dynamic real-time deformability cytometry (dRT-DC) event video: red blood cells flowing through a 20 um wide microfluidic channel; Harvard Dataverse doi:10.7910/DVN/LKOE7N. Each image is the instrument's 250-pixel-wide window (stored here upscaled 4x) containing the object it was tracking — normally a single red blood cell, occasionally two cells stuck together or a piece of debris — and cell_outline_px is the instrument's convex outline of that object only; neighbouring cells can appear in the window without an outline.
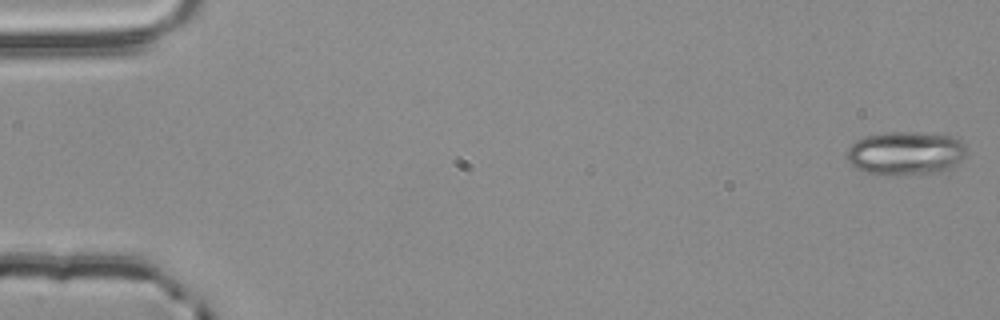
{"species": "common noctule bat (a hibernating species)", "species_latin": "Nyctalus noctula", "temperature_condition": "room temperature", "stored_images_in_passage": 4, "camera_frame_rate_fps": 3000, "um_per_image_px": 0.085, "animal": {"sex": "male", "body_mass_g": 20.4}, "frame": {"image": 1, "passage_image": 1, "time_ms": 0.0, "image_size_px": [1000, 320], "cell_outline_px": [[964, 156], [952, 168], [944, 172], [904, 176], [864, 172], [856, 168], [848, 160], [848, 148], [856, 140], [864, 136], [888, 132], [908, 132], [952, 136], [960, 140], [964, 144]], "centroid_in_image_um": [76.98, 13.04], "position_along_channel_um": 8.0, "area_um2": 30.46}}